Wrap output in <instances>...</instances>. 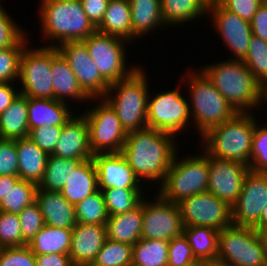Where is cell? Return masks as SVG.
Wrapping results in <instances>:
<instances>
[{"mask_svg":"<svg viewBox=\"0 0 267 266\" xmlns=\"http://www.w3.org/2000/svg\"><path fill=\"white\" fill-rule=\"evenodd\" d=\"M174 139L172 135L151 128L130 132L121 154L140 181H157L159 185L178 151Z\"/></svg>","mask_w":267,"mask_h":266,"instance_id":"1","label":"cell"},{"mask_svg":"<svg viewBox=\"0 0 267 266\" xmlns=\"http://www.w3.org/2000/svg\"><path fill=\"white\" fill-rule=\"evenodd\" d=\"M200 70L237 112L252 113L263 100L267 102V91L242 60L229 58L206 64Z\"/></svg>","mask_w":267,"mask_h":266,"instance_id":"2","label":"cell"},{"mask_svg":"<svg viewBox=\"0 0 267 266\" xmlns=\"http://www.w3.org/2000/svg\"><path fill=\"white\" fill-rule=\"evenodd\" d=\"M38 11L41 15V35L51 43L47 46L83 41L97 31L85 14L81 0H41Z\"/></svg>","mask_w":267,"mask_h":266,"instance_id":"3","label":"cell"},{"mask_svg":"<svg viewBox=\"0 0 267 266\" xmlns=\"http://www.w3.org/2000/svg\"><path fill=\"white\" fill-rule=\"evenodd\" d=\"M255 115L238 112L232 119L212 127L200 137L202 148L213 157L250 167Z\"/></svg>","mask_w":267,"mask_h":266,"instance_id":"4","label":"cell"},{"mask_svg":"<svg viewBox=\"0 0 267 266\" xmlns=\"http://www.w3.org/2000/svg\"><path fill=\"white\" fill-rule=\"evenodd\" d=\"M194 70L182 74L187 78L181 82L187 81L190 117L201 137L212 127L232 119L238 112L200 69Z\"/></svg>","mask_w":267,"mask_h":266,"instance_id":"5","label":"cell"},{"mask_svg":"<svg viewBox=\"0 0 267 266\" xmlns=\"http://www.w3.org/2000/svg\"><path fill=\"white\" fill-rule=\"evenodd\" d=\"M148 84L144 67L139 64L129 77L110 84L103 97L127 133L147 128Z\"/></svg>","mask_w":267,"mask_h":266,"instance_id":"6","label":"cell"},{"mask_svg":"<svg viewBox=\"0 0 267 266\" xmlns=\"http://www.w3.org/2000/svg\"><path fill=\"white\" fill-rule=\"evenodd\" d=\"M178 150L163 182L157 186L158 194L175 204L196 194L207 192L209 180L208 156L193 154L179 159ZM179 159V161H178Z\"/></svg>","mask_w":267,"mask_h":266,"instance_id":"7","label":"cell"},{"mask_svg":"<svg viewBox=\"0 0 267 266\" xmlns=\"http://www.w3.org/2000/svg\"><path fill=\"white\" fill-rule=\"evenodd\" d=\"M267 253L257 230L231 225L219 231L216 263L223 266H263Z\"/></svg>","mask_w":267,"mask_h":266,"instance_id":"8","label":"cell"},{"mask_svg":"<svg viewBox=\"0 0 267 266\" xmlns=\"http://www.w3.org/2000/svg\"><path fill=\"white\" fill-rule=\"evenodd\" d=\"M101 99V100H100ZM97 105L82 113L89 127V145L94 154L121 153L127 132L123 129L114 109L104 98H96Z\"/></svg>","mask_w":267,"mask_h":266,"instance_id":"9","label":"cell"},{"mask_svg":"<svg viewBox=\"0 0 267 266\" xmlns=\"http://www.w3.org/2000/svg\"><path fill=\"white\" fill-rule=\"evenodd\" d=\"M150 94L149 91L147 128L157 129L176 138L191 124L189 100L180 93L179 86L152 97Z\"/></svg>","mask_w":267,"mask_h":266,"instance_id":"10","label":"cell"},{"mask_svg":"<svg viewBox=\"0 0 267 266\" xmlns=\"http://www.w3.org/2000/svg\"><path fill=\"white\" fill-rule=\"evenodd\" d=\"M83 42L101 76L109 84L129 77L139 67H128L125 50L129 42L125 39L96 31Z\"/></svg>","mask_w":267,"mask_h":266,"instance_id":"11","label":"cell"},{"mask_svg":"<svg viewBox=\"0 0 267 266\" xmlns=\"http://www.w3.org/2000/svg\"><path fill=\"white\" fill-rule=\"evenodd\" d=\"M27 45L20 59L19 92L25 97L53 99L52 47L30 48Z\"/></svg>","mask_w":267,"mask_h":266,"instance_id":"12","label":"cell"},{"mask_svg":"<svg viewBox=\"0 0 267 266\" xmlns=\"http://www.w3.org/2000/svg\"><path fill=\"white\" fill-rule=\"evenodd\" d=\"M154 200L143 198L141 238L172 240L183 233L184 225L178 204L165 200L158 193Z\"/></svg>","mask_w":267,"mask_h":266,"instance_id":"13","label":"cell"},{"mask_svg":"<svg viewBox=\"0 0 267 266\" xmlns=\"http://www.w3.org/2000/svg\"><path fill=\"white\" fill-rule=\"evenodd\" d=\"M184 227H212L218 231L232 225V207L210 192H202L178 203Z\"/></svg>","mask_w":267,"mask_h":266,"instance_id":"14","label":"cell"},{"mask_svg":"<svg viewBox=\"0 0 267 266\" xmlns=\"http://www.w3.org/2000/svg\"><path fill=\"white\" fill-rule=\"evenodd\" d=\"M267 204V172L248 170L242 190L232 206V224L260 228L261 211Z\"/></svg>","mask_w":267,"mask_h":266,"instance_id":"15","label":"cell"},{"mask_svg":"<svg viewBox=\"0 0 267 266\" xmlns=\"http://www.w3.org/2000/svg\"><path fill=\"white\" fill-rule=\"evenodd\" d=\"M90 98H103L110 84L101 76L83 41H67L57 46Z\"/></svg>","mask_w":267,"mask_h":266,"instance_id":"16","label":"cell"},{"mask_svg":"<svg viewBox=\"0 0 267 266\" xmlns=\"http://www.w3.org/2000/svg\"><path fill=\"white\" fill-rule=\"evenodd\" d=\"M208 17H211L210 22L219 33L217 35L221 37L224 45L233 54L234 57L231 59L243 61L253 36L250 23L224 9L218 2L209 4Z\"/></svg>","mask_w":267,"mask_h":266,"instance_id":"17","label":"cell"},{"mask_svg":"<svg viewBox=\"0 0 267 266\" xmlns=\"http://www.w3.org/2000/svg\"><path fill=\"white\" fill-rule=\"evenodd\" d=\"M208 156V192L229 206H233L241 193L242 185L249 167L240 162Z\"/></svg>","mask_w":267,"mask_h":266,"instance_id":"18","label":"cell"},{"mask_svg":"<svg viewBox=\"0 0 267 266\" xmlns=\"http://www.w3.org/2000/svg\"><path fill=\"white\" fill-rule=\"evenodd\" d=\"M93 160L97 169L99 190L144 188L121 153H97L93 155Z\"/></svg>","mask_w":267,"mask_h":266,"instance_id":"19","label":"cell"},{"mask_svg":"<svg viewBox=\"0 0 267 266\" xmlns=\"http://www.w3.org/2000/svg\"><path fill=\"white\" fill-rule=\"evenodd\" d=\"M52 155L75 160L93 158L89 145V127L82 114L74 115L63 127Z\"/></svg>","mask_w":267,"mask_h":266,"instance_id":"20","label":"cell"},{"mask_svg":"<svg viewBox=\"0 0 267 266\" xmlns=\"http://www.w3.org/2000/svg\"><path fill=\"white\" fill-rule=\"evenodd\" d=\"M106 239V226L76 223L69 251L74 266H91Z\"/></svg>","mask_w":267,"mask_h":266,"instance_id":"21","label":"cell"},{"mask_svg":"<svg viewBox=\"0 0 267 266\" xmlns=\"http://www.w3.org/2000/svg\"><path fill=\"white\" fill-rule=\"evenodd\" d=\"M51 78L53 84V98L68 103L74 99L82 102L89 100L92 102L95 98H90L80 87L76 75L71 70L68 62L58 51L57 47L52 46V66ZM67 97V98H66Z\"/></svg>","mask_w":267,"mask_h":266,"instance_id":"22","label":"cell"},{"mask_svg":"<svg viewBox=\"0 0 267 266\" xmlns=\"http://www.w3.org/2000/svg\"><path fill=\"white\" fill-rule=\"evenodd\" d=\"M45 224L72 230L76 223L75 206L71 205L60 192L37 188L36 201Z\"/></svg>","mask_w":267,"mask_h":266,"instance_id":"23","label":"cell"},{"mask_svg":"<svg viewBox=\"0 0 267 266\" xmlns=\"http://www.w3.org/2000/svg\"><path fill=\"white\" fill-rule=\"evenodd\" d=\"M68 103L28 97L29 130L41 126H64L74 115Z\"/></svg>","mask_w":267,"mask_h":266,"instance_id":"24","label":"cell"},{"mask_svg":"<svg viewBox=\"0 0 267 266\" xmlns=\"http://www.w3.org/2000/svg\"><path fill=\"white\" fill-rule=\"evenodd\" d=\"M98 190L97 169L91 158L81 161L76 166L60 193L71 205L76 206Z\"/></svg>","mask_w":267,"mask_h":266,"instance_id":"25","label":"cell"},{"mask_svg":"<svg viewBox=\"0 0 267 266\" xmlns=\"http://www.w3.org/2000/svg\"><path fill=\"white\" fill-rule=\"evenodd\" d=\"M16 151L19 178L38 185L44 177L49 155L28 137L16 140Z\"/></svg>","mask_w":267,"mask_h":266,"instance_id":"26","label":"cell"},{"mask_svg":"<svg viewBox=\"0 0 267 266\" xmlns=\"http://www.w3.org/2000/svg\"><path fill=\"white\" fill-rule=\"evenodd\" d=\"M143 199L133 210L109 216L106 221L107 239L135 245L141 239Z\"/></svg>","mask_w":267,"mask_h":266,"instance_id":"27","label":"cell"},{"mask_svg":"<svg viewBox=\"0 0 267 266\" xmlns=\"http://www.w3.org/2000/svg\"><path fill=\"white\" fill-rule=\"evenodd\" d=\"M131 9L132 43L157 28H166L161 14V0H129ZM134 41V42H133Z\"/></svg>","mask_w":267,"mask_h":266,"instance_id":"28","label":"cell"},{"mask_svg":"<svg viewBox=\"0 0 267 266\" xmlns=\"http://www.w3.org/2000/svg\"><path fill=\"white\" fill-rule=\"evenodd\" d=\"M97 31L132 42L131 9L129 0H109L107 10Z\"/></svg>","mask_w":267,"mask_h":266,"instance_id":"29","label":"cell"},{"mask_svg":"<svg viewBox=\"0 0 267 266\" xmlns=\"http://www.w3.org/2000/svg\"><path fill=\"white\" fill-rule=\"evenodd\" d=\"M28 97L21 94L0 114V138L17 140L28 137Z\"/></svg>","mask_w":267,"mask_h":266,"instance_id":"30","label":"cell"},{"mask_svg":"<svg viewBox=\"0 0 267 266\" xmlns=\"http://www.w3.org/2000/svg\"><path fill=\"white\" fill-rule=\"evenodd\" d=\"M208 6L206 0H161V14L166 27H174L206 17Z\"/></svg>","mask_w":267,"mask_h":266,"instance_id":"31","label":"cell"},{"mask_svg":"<svg viewBox=\"0 0 267 266\" xmlns=\"http://www.w3.org/2000/svg\"><path fill=\"white\" fill-rule=\"evenodd\" d=\"M72 230L45 224L28 245L35 255L69 254Z\"/></svg>","mask_w":267,"mask_h":266,"instance_id":"32","label":"cell"},{"mask_svg":"<svg viewBox=\"0 0 267 266\" xmlns=\"http://www.w3.org/2000/svg\"><path fill=\"white\" fill-rule=\"evenodd\" d=\"M183 234L192 248L196 259L208 260L216 263L218 252L219 231L212 227L190 226L184 227Z\"/></svg>","mask_w":267,"mask_h":266,"instance_id":"33","label":"cell"},{"mask_svg":"<svg viewBox=\"0 0 267 266\" xmlns=\"http://www.w3.org/2000/svg\"><path fill=\"white\" fill-rule=\"evenodd\" d=\"M82 160L66 159L49 155L45 174L38 188L45 191L60 192L68 177Z\"/></svg>","mask_w":267,"mask_h":266,"instance_id":"34","label":"cell"},{"mask_svg":"<svg viewBox=\"0 0 267 266\" xmlns=\"http://www.w3.org/2000/svg\"><path fill=\"white\" fill-rule=\"evenodd\" d=\"M168 240L141 238L133 245L131 266H167Z\"/></svg>","mask_w":267,"mask_h":266,"instance_id":"35","label":"cell"},{"mask_svg":"<svg viewBox=\"0 0 267 266\" xmlns=\"http://www.w3.org/2000/svg\"><path fill=\"white\" fill-rule=\"evenodd\" d=\"M101 192L109 216L133 210L145 195L143 189L107 188L102 189Z\"/></svg>","mask_w":267,"mask_h":266,"instance_id":"36","label":"cell"},{"mask_svg":"<svg viewBox=\"0 0 267 266\" xmlns=\"http://www.w3.org/2000/svg\"><path fill=\"white\" fill-rule=\"evenodd\" d=\"M38 185L19 179L14 186H10L6 196L0 203V211L19 215L27 206L36 201V191Z\"/></svg>","mask_w":267,"mask_h":266,"instance_id":"37","label":"cell"},{"mask_svg":"<svg viewBox=\"0 0 267 266\" xmlns=\"http://www.w3.org/2000/svg\"><path fill=\"white\" fill-rule=\"evenodd\" d=\"M77 223L106 225L109 214L101 190L87 196L75 206Z\"/></svg>","mask_w":267,"mask_h":266,"instance_id":"38","label":"cell"},{"mask_svg":"<svg viewBox=\"0 0 267 266\" xmlns=\"http://www.w3.org/2000/svg\"><path fill=\"white\" fill-rule=\"evenodd\" d=\"M27 33L13 46L0 49V83H15L19 79L20 59L28 44Z\"/></svg>","mask_w":267,"mask_h":266,"instance_id":"39","label":"cell"},{"mask_svg":"<svg viewBox=\"0 0 267 266\" xmlns=\"http://www.w3.org/2000/svg\"><path fill=\"white\" fill-rule=\"evenodd\" d=\"M133 246L106 239L91 266H131Z\"/></svg>","mask_w":267,"mask_h":266,"instance_id":"40","label":"cell"},{"mask_svg":"<svg viewBox=\"0 0 267 266\" xmlns=\"http://www.w3.org/2000/svg\"><path fill=\"white\" fill-rule=\"evenodd\" d=\"M243 62L267 91V42L253 35Z\"/></svg>","mask_w":267,"mask_h":266,"instance_id":"41","label":"cell"},{"mask_svg":"<svg viewBox=\"0 0 267 266\" xmlns=\"http://www.w3.org/2000/svg\"><path fill=\"white\" fill-rule=\"evenodd\" d=\"M18 216L21 225L22 246L29 245L35 235L45 226L40 207L34 202L25 207Z\"/></svg>","mask_w":267,"mask_h":266,"instance_id":"42","label":"cell"},{"mask_svg":"<svg viewBox=\"0 0 267 266\" xmlns=\"http://www.w3.org/2000/svg\"><path fill=\"white\" fill-rule=\"evenodd\" d=\"M255 118V129L252 142V155L250 170L267 172V125L258 124Z\"/></svg>","mask_w":267,"mask_h":266,"instance_id":"43","label":"cell"},{"mask_svg":"<svg viewBox=\"0 0 267 266\" xmlns=\"http://www.w3.org/2000/svg\"><path fill=\"white\" fill-rule=\"evenodd\" d=\"M21 246L22 233L19 216L0 211V248Z\"/></svg>","mask_w":267,"mask_h":266,"instance_id":"44","label":"cell"},{"mask_svg":"<svg viewBox=\"0 0 267 266\" xmlns=\"http://www.w3.org/2000/svg\"><path fill=\"white\" fill-rule=\"evenodd\" d=\"M195 260L192 248L183 233L169 241L167 266H186Z\"/></svg>","mask_w":267,"mask_h":266,"instance_id":"45","label":"cell"},{"mask_svg":"<svg viewBox=\"0 0 267 266\" xmlns=\"http://www.w3.org/2000/svg\"><path fill=\"white\" fill-rule=\"evenodd\" d=\"M63 126H41L29 130L28 138L48 155L54 153Z\"/></svg>","mask_w":267,"mask_h":266,"instance_id":"46","label":"cell"},{"mask_svg":"<svg viewBox=\"0 0 267 266\" xmlns=\"http://www.w3.org/2000/svg\"><path fill=\"white\" fill-rule=\"evenodd\" d=\"M26 33L0 4V49L15 45Z\"/></svg>","mask_w":267,"mask_h":266,"instance_id":"47","label":"cell"},{"mask_svg":"<svg viewBox=\"0 0 267 266\" xmlns=\"http://www.w3.org/2000/svg\"><path fill=\"white\" fill-rule=\"evenodd\" d=\"M0 266H36L35 254L28 245L0 248Z\"/></svg>","mask_w":267,"mask_h":266,"instance_id":"48","label":"cell"},{"mask_svg":"<svg viewBox=\"0 0 267 266\" xmlns=\"http://www.w3.org/2000/svg\"><path fill=\"white\" fill-rule=\"evenodd\" d=\"M0 176H18L16 140L0 138Z\"/></svg>","mask_w":267,"mask_h":266,"instance_id":"49","label":"cell"},{"mask_svg":"<svg viewBox=\"0 0 267 266\" xmlns=\"http://www.w3.org/2000/svg\"><path fill=\"white\" fill-rule=\"evenodd\" d=\"M217 2L224 9L235 13L242 20L250 23L264 0H218Z\"/></svg>","mask_w":267,"mask_h":266,"instance_id":"50","label":"cell"},{"mask_svg":"<svg viewBox=\"0 0 267 266\" xmlns=\"http://www.w3.org/2000/svg\"><path fill=\"white\" fill-rule=\"evenodd\" d=\"M108 2L109 0H81L85 14L96 28L104 18Z\"/></svg>","mask_w":267,"mask_h":266,"instance_id":"51","label":"cell"},{"mask_svg":"<svg viewBox=\"0 0 267 266\" xmlns=\"http://www.w3.org/2000/svg\"><path fill=\"white\" fill-rule=\"evenodd\" d=\"M254 36L267 42V0L259 6L257 12L250 22Z\"/></svg>","mask_w":267,"mask_h":266,"instance_id":"52","label":"cell"},{"mask_svg":"<svg viewBox=\"0 0 267 266\" xmlns=\"http://www.w3.org/2000/svg\"><path fill=\"white\" fill-rule=\"evenodd\" d=\"M36 266H74L69 254L35 255Z\"/></svg>","mask_w":267,"mask_h":266,"instance_id":"53","label":"cell"},{"mask_svg":"<svg viewBox=\"0 0 267 266\" xmlns=\"http://www.w3.org/2000/svg\"><path fill=\"white\" fill-rule=\"evenodd\" d=\"M14 83H0V114L4 112L20 94ZM17 91V92H16Z\"/></svg>","mask_w":267,"mask_h":266,"instance_id":"54","label":"cell"},{"mask_svg":"<svg viewBox=\"0 0 267 266\" xmlns=\"http://www.w3.org/2000/svg\"><path fill=\"white\" fill-rule=\"evenodd\" d=\"M19 179V176H0V203L9 191L10 186H14Z\"/></svg>","mask_w":267,"mask_h":266,"instance_id":"55","label":"cell"},{"mask_svg":"<svg viewBox=\"0 0 267 266\" xmlns=\"http://www.w3.org/2000/svg\"><path fill=\"white\" fill-rule=\"evenodd\" d=\"M257 232L267 253V224L260 227Z\"/></svg>","mask_w":267,"mask_h":266,"instance_id":"56","label":"cell"},{"mask_svg":"<svg viewBox=\"0 0 267 266\" xmlns=\"http://www.w3.org/2000/svg\"><path fill=\"white\" fill-rule=\"evenodd\" d=\"M216 263L203 259H196L195 261L187 264L186 266H215Z\"/></svg>","mask_w":267,"mask_h":266,"instance_id":"57","label":"cell"},{"mask_svg":"<svg viewBox=\"0 0 267 266\" xmlns=\"http://www.w3.org/2000/svg\"><path fill=\"white\" fill-rule=\"evenodd\" d=\"M267 224V204L261 211V216H260V227L264 226Z\"/></svg>","mask_w":267,"mask_h":266,"instance_id":"58","label":"cell"},{"mask_svg":"<svg viewBox=\"0 0 267 266\" xmlns=\"http://www.w3.org/2000/svg\"><path fill=\"white\" fill-rule=\"evenodd\" d=\"M209 4L212 2H217L218 0H206Z\"/></svg>","mask_w":267,"mask_h":266,"instance_id":"59","label":"cell"}]
</instances>
